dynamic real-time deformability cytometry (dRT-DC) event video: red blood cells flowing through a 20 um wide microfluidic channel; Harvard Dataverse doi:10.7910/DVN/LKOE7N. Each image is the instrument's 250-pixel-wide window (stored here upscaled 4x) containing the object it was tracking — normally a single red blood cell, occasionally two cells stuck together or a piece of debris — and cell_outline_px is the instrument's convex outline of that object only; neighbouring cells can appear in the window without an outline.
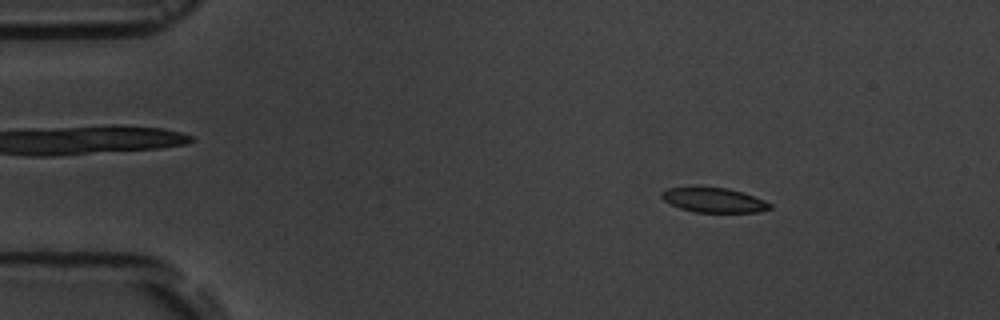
{"species": "common noctule bat (a hibernating species)", "species_latin": "Nyctalus noctula", "temperature_condition": "room temperature", "stored_images_in_passage": 4, "camera_frame_rate_fps": 3000, "um_per_image_px": 0.085, "animal": {"sex": "male", "body_mass_g": 19.5, "forearm_length_mm": 54.6}, "frame": {"image": 1, "passage_image": 2, "time_ms": 1.0, "image_size_px": [1000, 320], "cell_outline_px": [[772, 208], [756, 212], [696, 212], [680, 208], [664, 200], [660, 196], [660, 192], [668, 188], [688, 184], [696, 184], [728, 188], [764, 200], [772, 204]], "centroid_in_image_um": [60.58, 16.95], "position_along_channel_um": 24.4, "area_um2": 16.13}}